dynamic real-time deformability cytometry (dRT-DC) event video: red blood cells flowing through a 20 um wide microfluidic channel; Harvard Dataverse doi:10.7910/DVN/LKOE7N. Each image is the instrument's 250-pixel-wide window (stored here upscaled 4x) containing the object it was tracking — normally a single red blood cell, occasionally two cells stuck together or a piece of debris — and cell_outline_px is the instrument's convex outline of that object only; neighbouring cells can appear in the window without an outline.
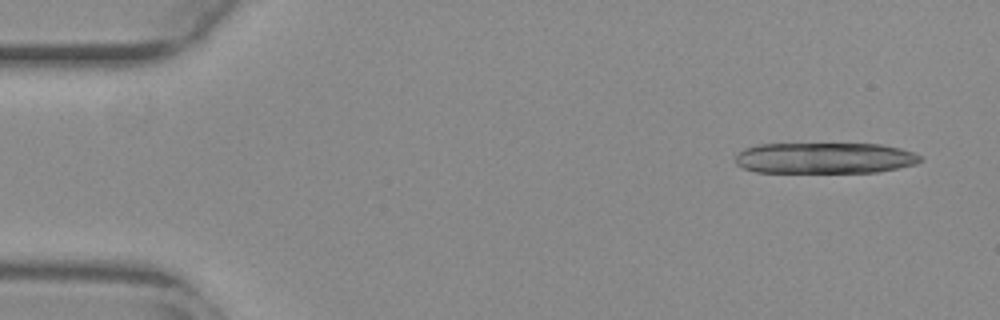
{"species": "common noctule bat (a hibernating species)", "species_latin": "Nyctalus noctula", "temperature_condition": "warm", "stored_images_in_passage": 15, "camera_frame_rate_fps": 3000, "um_per_image_px": 0.085, "animal": {"sex": "female", "body_mass_g": 29.2, "forearm_length_mm": 56.3}, "frame": {"image": 1, "passage_image": 3, "time_ms": 0.667, "image_size_px": [1000, 320], "cell_outline_px": [[924, 160], [916, 164], [876, 172], [756, 172], [744, 168], [736, 164], [736, 156], [744, 148], [760, 144], [880, 144], [900, 148], [912, 152], [920, 156]], "centroid_in_image_um": [70.1, 13.43], "position_along_channel_um": 14.9, "area_um2": 33.29}}